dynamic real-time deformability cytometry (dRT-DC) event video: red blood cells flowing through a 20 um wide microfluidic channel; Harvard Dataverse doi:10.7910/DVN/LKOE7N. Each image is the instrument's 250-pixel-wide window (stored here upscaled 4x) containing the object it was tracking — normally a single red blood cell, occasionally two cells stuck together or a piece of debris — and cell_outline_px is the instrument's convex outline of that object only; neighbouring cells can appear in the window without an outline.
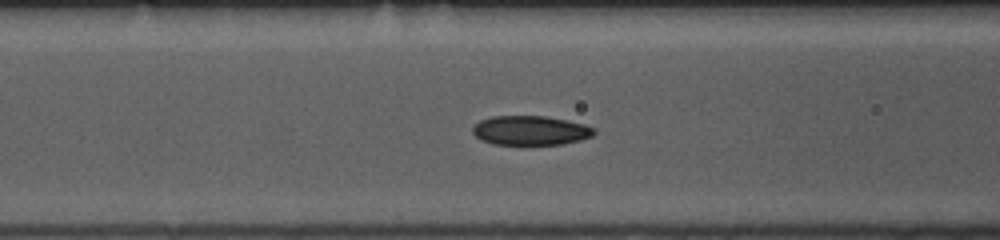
{"species": "common noctule bat (a hibernating species)", "species_latin": "Nyctalus noctula", "temperature_condition": "room temperature", "stored_images_in_passage": 23, "camera_frame_rate_fps": 3000, "um_per_image_px": 0.085, "animal": {"sex": "female", "body_mass_g": 10.0, "forearm_length_mm": 53.1}, "frame": {"image": 1, "passage_image": 4, "time_ms": 1.0, "image_size_px": [1000, 240], "cell_outline_px": [[592, 132], [584, 136], [568, 140], [544, 144], [508, 144], [492, 140], [476, 132], [476, 128], [492, 120], [552, 120], [572, 124], [588, 128]], "centroid_in_image_um": [45.13, 11.18], "position_along_channel_um": 121.5, "area_um2": 15.61}}
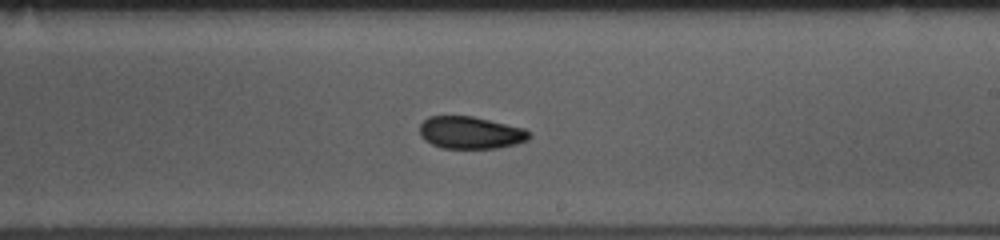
{"frame": {"image": 2, "passage_image": 14, "time_ms": 4.333, "image_size_px": [1000, 240], "cell_outline_px": [[524, 136], [516, 140], [500, 144], [440, 144], [432, 140], [424, 132], [424, 124], [428, 120], [444, 116], [460, 116], [496, 124], [512, 128], [524, 132]], "centroid_in_image_um": [39.84, 11.18], "position_along_channel_um": 249.2, "area_um2": 15.26}}
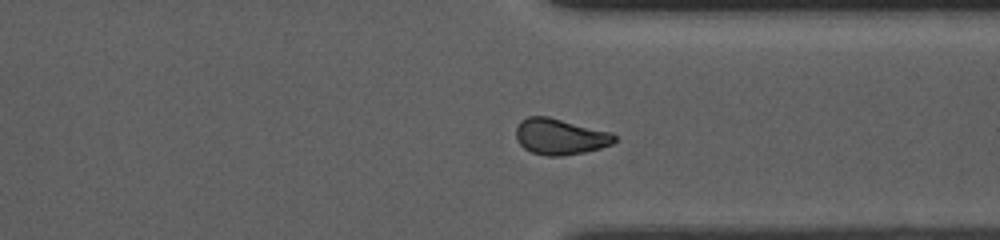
{"frame": {"image": 3, "passage_image": 23, "time_ms": 7.333, "image_size_px": [1000, 240], "cell_outline_px": [[612, 140], [604, 144], [592, 148], [572, 152], [536, 152], [528, 148], [524, 144], [540, 120], [556, 120], [612, 136]], "centroid_in_image_um": [47.91, 11.71], "position_along_channel_um": 363.5, "area_um2": 14.05}}